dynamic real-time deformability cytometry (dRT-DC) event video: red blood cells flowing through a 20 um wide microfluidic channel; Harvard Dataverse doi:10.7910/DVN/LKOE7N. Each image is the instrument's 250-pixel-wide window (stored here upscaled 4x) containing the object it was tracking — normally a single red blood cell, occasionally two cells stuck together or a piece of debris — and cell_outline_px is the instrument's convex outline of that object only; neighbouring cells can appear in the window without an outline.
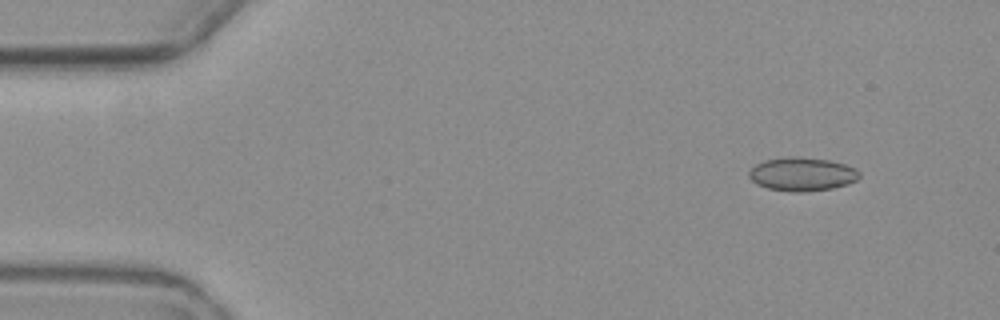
{"species": "common noctule bat (a hibernating species)", "species_latin": "Nyctalus noctula", "temperature_condition": "warm", "stored_images_in_passage": 3, "camera_frame_rate_fps": 3000, "um_per_image_px": 0.085, "animal": {"sex": "female", "body_mass_g": 19.3, "forearm_length_mm": 54.1}, "frame": {"image": 1, "passage_image": 3, "time_ms": 2.333, "image_size_px": [1000, 320], "cell_outline_px": [[860, 176], [856, 180], [848, 184], [832, 188], [804, 192], [792, 192], [768, 188], [756, 184], [748, 176], [748, 172], [756, 164], [764, 160], [792, 156], [796, 156], [828, 160], [844, 164], [856, 168], [860, 172]], "centroid_in_image_um": [68.18, 14.8], "position_along_channel_um": 16.8, "area_um2": 21.62}}